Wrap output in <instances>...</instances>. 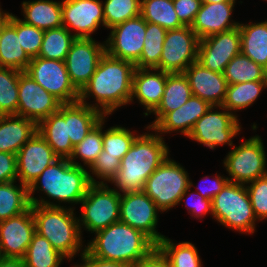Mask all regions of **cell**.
<instances>
[{"mask_svg": "<svg viewBox=\"0 0 267 267\" xmlns=\"http://www.w3.org/2000/svg\"><path fill=\"white\" fill-rule=\"evenodd\" d=\"M223 75L228 85L267 81V70L242 53L231 59L225 67Z\"/></svg>", "mask_w": 267, "mask_h": 267, "instance_id": "cell-34", "label": "cell"}, {"mask_svg": "<svg viewBox=\"0 0 267 267\" xmlns=\"http://www.w3.org/2000/svg\"><path fill=\"white\" fill-rule=\"evenodd\" d=\"M62 23L76 38H92L91 34L104 26L103 2L100 0L62 1Z\"/></svg>", "mask_w": 267, "mask_h": 267, "instance_id": "cell-19", "label": "cell"}, {"mask_svg": "<svg viewBox=\"0 0 267 267\" xmlns=\"http://www.w3.org/2000/svg\"><path fill=\"white\" fill-rule=\"evenodd\" d=\"M209 177H205L203 178L204 183L208 180ZM214 180L211 181V183H209V186L207 185V187L204 185L203 187H201L200 189L197 187V190H199V194L202 195L203 197H205L206 199H213L221 190L222 188L225 186V184L228 182V177H222L219 175H216V177L213 178ZM209 187V188H208ZM206 188V189H205Z\"/></svg>", "mask_w": 267, "mask_h": 267, "instance_id": "cell-50", "label": "cell"}, {"mask_svg": "<svg viewBox=\"0 0 267 267\" xmlns=\"http://www.w3.org/2000/svg\"><path fill=\"white\" fill-rule=\"evenodd\" d=\"M241 53L239 27L199 40L197 62L203 67L223 73L225 67Z\"/></svg>", "mask_w": 267, "mask_h": 267, "instance_id": "cell-16", "label": "cell"}, {"mask_svg": "<svg viewBox=\"0 0 267 267\" xmlns=\"http://www.w3.org/2000/svg\"><path fill=\"white\" fill-rule=\"evenodd\" d=\"M1 9L2 8H0V33H1L3 26L8 22V19L10 16L9 12H4Z\"/></svg>", "mask_w": 267, "mask_h": 267, "instance_id": "cell-54", "label": "cell"}, {"mask_svg": "<svg viewBox=\"0 0 267 267\" xmlns=\"http://www.w3.org/2000/svg\"><path fill=\"white\" fill-rule=\"evenodd\" d=\"M16 181L0 184V221L18 216L27 211L31 204L28 187Z\"/></svg>", "mask_w": 267, "mask_h": 267, "instance_id": "cell-33", "label": "cell"}, {"mask_svg": "<svg viewBox=\"0 0 267 267\" xmlns=\"http://www.w3.org/2000/svg\"><path fill=\"white\" fill-rule=\"evenodd\" d=\"M22 12L25 23L41 30L63 26L62 2L53 0L23 1Z\"/></svg>", "mask_w": 267, "mask_h": 267, "instance_id": "cell-29", "label": "cell"}, {"mask_svg": "<svg viewBox=\"0 0 267 267\" xmlns=\"http://www.w3.org/2000/svg\"><path fill=\"white\" fill-rule=\"evenodd\" d=\"M212 216L229 229L253 234L257 218L246 185L228 181L212 199Z\"/></svg>", "mask_w": 267, "mask_h": 267, "instance_id": "cell-6", "label": "cell"}, {"mask_svg": "<svg viewBox=\"0 0 267 267\" xmlns=\"http://www.w3.org/2000/svg\"><path fill=\"white\" fill-rule=\"evenodd\" d=\"M32 214L35 220V231L49 240L52 247L71 260L81 251L82 229L75 217L74 210L59 204L29 196Z\"/></svg>", "mask_w": 267, "mask_h": 267, "instance_id": "cell-2", "label": "cell"}, {"mask_svg": "<svg viewBox=\"0 0 267 267\" xmlns=\"http://www.w3.org/2000/svg\"><path fill=\"white\" fill-rule=\"evenodd\" d=\"M167 30L157 24L146 22L144 46L136 68L159 69L160 57Z\"/></svg>", "mask_w": 267, "mask_h": 267, "instance_id": "cell-38", "label": "cell"}, {"mask_svg": "<svg viewBox=\"0 0 267 267\" xmlns=\"http://www.w3.org/2000/svg\"><path fill=\"white\" fill-rule=\"evenodd\" d=\"M140 15L146 22L173 30L184 26L178 19L172 0H141Z\"/></svg>", "mask_w": 267, "mask_h": 267, "instance_id": "cell-35", "label": "cell"}, {"mask_svg": "<svg viewBox=\"0 0 267 267\" xmlns=\"http://www.w3.org/2000/svg\"><path fill=\"white\" fill-rule=\"evenodd\" d=\"M138 135L130 129L113 126L102 132L104 155L116 156L120 161L129 151Z\"/></svg>", "mask_w": 267, "mask_h": 267, "instance_id": "cell-43", "label": "cell"}, {"mask_svg": "<svg viewBox=\"0 0 267 267\" xmlns=\"http://www.w3.org/2000/svg\"><path fill=\"white\" fill-rule=\"evenodd\" d=\"M65 258L48 239L35 232L22 260L25 267H60Z\"/></svg>", "mask_w": 267, "mask_h": 267, "instance_id": "cell-32", "label": "cell"}, {"mask_svg": "<svg viewBox=\"0 0 267 267\" xmlns=\"http://www.w3.org/2000/svg\"><path fill=\"white\" fill-rule=\"evenodd\" d=\"M232 147L223 163L231 177L228 181L246 185L267 175L266 153L260 136L255 135Z\"/></svg>", "mask_w": 267, "mask_h": 267, "instance_id": "cell-9", "label": "cell"}, {"mask_svg": "<svg viewBox=\"0 0 267 267\" xmlns=\"http://www.w3.org/2000/svg\"><path fill=\"white\" fill-rule=\"evenodd\" d=\"M0 267H25L23 260L19 258L0 257Z\"/></svg>", "mask_w": 267, "mask_h": 267, "instance_id": "cell-53", "label": "cell"}, {"mask_svg": "<svg viewBox=\"0 0 267 267\" xmlns=\"http://www.w3.org/2000/svg\"><path fill=\"white\" fill-rule=\"evenodd\" d=\"M251 183V184H250ZM246 186L253 212L257 219H267V175L260 177Z\"/></svg>", "mask_w": 267, "mask_h": 267, "instance_id": "cell-45", "label": "cell"}, {"mask_svg": "<svg viewBox=\"0 0 267 267\" xmlns=\"http://www.w3.org/2000/svg\"><path fill=\"white\" fill-rule=\"evenodd\" d=\"M192 185L183 166L168 157L148 177L143 191L164 212L180 204Z\"/></svg>", "mask_w": 267, "mask_h": 267, "instance_id": "cell-7", "label": "cell"}, {"mask_svg": "<svg viewBox=\"0 0 267 267\" xmlns=\"http://www.w3.org/2000/svg\"><path fill=\"white\" fill-rule=\"evenodd\" d=\"M20 44V35L16 32V16L11 13L0 33V67L25 72L31 59Z\"/></svg>", "mask_w": 267, "mask_h": 267, "instance_id": "cell-27", "label": "cell"}, {"mask_svg": "<svg viewBox=\"0 0 267 267\" xmlns=\"http://www.w3.org/2000/svg\"><path fill=\"white\" fill-rule=\"evenodd\" d=\"M105 50L111 57L133 62L140 59L146 32V21L140 15L110 29Z\"/></svg>", "mask_w": 267, "mask_h": 267, "instance_id": "cell-15", "label": "cell"}, {"mask_svg": "<svg viewBox=\"0 0 267 267\" xmlns=\"http://www.w3.org/2000/svg\"><path fill=\"white\" fill-rule=\"evenodd\" d=\"M219 108L221 111H213ZM236 114L222 106H211L210 109L194 124L187 138L195 140L210 149L228 144L234 145L232 139L240 133L241 126Z\"/></svg>", "mask_w": 267, "mask_h": 267, "instance_id": "cell-10", "label": "cell"}, {"mask_svg": "<svg viewBox=\"0 0 267 267\" xmlns=\"http://www.w3.org/2000/svg\"><path fill=\"white\" fill-rule=\"evenodd\" d=\"M94 38H76L65 59L67 72L80 92L95 73L100 58L105 54V43Z\"/></svg>", "mask_w": 267, "mask_h": 267, "instance_id": "cell-17", "label": "cell"}, {"mask_svg": "<svg viewBox=\"0 0 267 267\" xmlns=\"http://www.w3.org/2000/svg\"><path fill=\"white\" fill-rule=\"evenodd\" d=\"M194 193L195 192L191 193L190 195L188 194L187 197L186 206L188 207L189 214L191 213L192 217L194 215L195 218L206 216L208 212L212 215V200L206 199L205 197L200 195L199 192L195 193L196 195ZM192 197L193 199H195L194 197H196V201L194 200V202H190V199H192Z\"/></svg>", "mask_w": 267, "mask_h": 267, "instance_id": "cell-49", "label": "cell"}, {"mask_svg": "<svg viewBox=\"0 0 267 267\" xmlns=\"http://www.w3.org/2000/svg\"><path fill=\"white\" fill-rule=\"evenodd\" d=\"M81 252V260H83L84 263L80 265L75 264L74 267H132L121 262L108 261L94 257L90 255L85 248Z\"/></svg>", "mask_w": 267, "mask_h": 267, "instance_id": "cell-51", "label": "cell"}, {"mask_svg": "<svg viewBox=\"0 0 267 267\" xmlns=\"http://www.w3.org/2000/svg\"><path fill=\"white\" fill-rule=\"evenodd\" d=\"M18 96L17 115L33 120L37 125L63 104L25 72L19 73Z\"/></svg>", "mask_w": 267, "mask_h": 267, "instance_id": "cell-14", "label": "cell"}, {"mask_svg": "<svg viewBox=\"0 0 267 267\" xmlns=\"http://www.w3.org/2000/svg\"><path fill=\"white\" fill-rule=\"evenodd\" d=\"M135 68L133 62L111 57L105 52L95 73L79 92V101L97 109L104 116L130 104ZM89 96L94 97L97 103L89 104L86 101Z\"/></svg>", "mask_w": 267, "mask_h": 267, "instance_id": "cell-1", "label": "cell"}, {"mask_svg": "<svg viewBox=\"0 0 267 267\" xmlns=\"http://www.w3.org/2000/svg\"><path fill=\"white\" fill-rule=\"evenodd\" d=\"M80 229L96 233L120 219V192L107 184H92L80 202Z\"/></svg>", "mask_w": 267, "mask_h": 267, "instance_id": "cell-8", "label": "cell"}, {"mask_svg": "<svg viewBox=\"0 0 267 267\" xmlns=\"http://www.w3.org/2000/svg\"><path fill=\"white\" fill-rule=\"evenodd\" d=\"M25 73L63 104L79 101V91L70 80L65 61L36 57Z\"/></svg>", "mask_w": 267, "mask_h": 267, "instance_id": "cell-11", "label": "cell"}, {"mask_svg": "<svg viewBox=\"0 0 267 267\" xmlns=\"http://www.w3.org/2000/svg\"><path fill=\"white\" fill-rule=\"evenodd\" d=\"M192 95L189 81L184 73H167L165 91L161 103L153 112L156 115V119L146 129H152L168 112L181 107Z\"/></svg>", "mask_w": 267, "mask_h": 267, "instance_id": "cell-28", "label": "cell"}, {"mask_svg": "<svg viewBox=\"0 0 267 267\" xmlns=\"http://www.w3.org/2000/svg\"><path fill=\"white\" fill-rule=\"evenodd\" d=\"M166 78L167 73L156 68H135L130 102L132 103L136 97L147 111L144 113L145 116L153 113L160 105L165 91Z\"/></svg>", "mask_w": 267, "mask_h": 267, "instance_id": "cell-22", "label": "cell"}, {"mask_svg": "<svg viewBox=\"0 0 267 267\" xmlns=\"http://www.w3.org/2000/svg\"><path fill=\"white\" fill-rule=\"evenodd\" d=\"M202 3L236 2L235 0H201Z\"/></svg>", "mask_w": 267, "mask_h": 267, "instance_id": "cell-55", "label": "cell"}, {"mask_svg": "<svg viewBox=\"0 0 267 267\" xmlns=\"http://www.w3.org/2000/svg\"><path fill=\"white\" fill-rule=\"evenodd\" d=\"M59 157L37 131L16 154L17 180L29 187Z\"/></svg>", "mask_w": 267, "mask_h": 267, "instance_id": "cell-18", "label": "cell"}, {"mask_svg": "<svg viewBox=\"0 0 267 267\" xmlns=\"http://www.w3.org/2000/svg\"><path fill=\"white\" fill-rule=\"evenodd\" d=\"M184 75L194 96L211 106H222L228 86L223 73L211 71L196 61L188 66Z\"/></svg>", "mask_w": 267, "mask_h": 267, "instance_id": "cell-21", "label": "cell"}, {"mask_svg": "<svg viewBox=\"0 0 267 267\" xmlns=\"http://www.w3.org/2000/svg\"><path fill=\"white\" fill-rule=\"evenodd\" d=\"M16 180V154L0 152V184H5Z\"/></svg>", "mask_w": 267, "mask_h": 267, "instance_id": "cell-48", "label": "cell"}, {"mask_svg": "<svg viewBox=\"0 0 267 267\" xmlns=\"http://www.w3.org/2000/svg\"><path fill=\"white\" fill-rule=\"evenodd\" d=\"M156 244L142 231L121 221L97 231L85 250L92 256L134 266L146 257Z\"/></svg>", "mask_w": 267, "mask_h": 267, "instance_id": "cell-4", "label": "cell"}, {"mask_svg": "<svg viewBox=\"0 0 267 267\" xmlns=\"http://www.w3.org/2000/svg\"><path fill=\"white\" fill-rule=\"evenodd\" d=\"M37 132V124L18 115H0V152L17 154Z\"/></svg>", "mask_w": 267, "mask_h": 267, "instance_id": "cell-26", "label": "cell"}, {"mask_svg": "<svg viewBox=\"0 0 267 267\" xmlns=\"http://www.w3.org/2000/svg\"><path fill=\"white\" fill-rule=\"evenodd\" d=\"M140 134L120 161L119 171L111 183L122 193L143 191L148 177L169 157L164 138Z\"/></svg>", "mask_w": 267, "mask_h": 267, "instance_id": "cell-3", "label": "cell"}, {"mask_svg": "<svg viewBox=\"0 0 267 267\" xmlns=\"http://www.w3.org/2000/svg\"><path fill=\"white\" fill-rule=\"evenodd\" d=\"M105 118L106 116L74 147L73 153L69 158L72 164L82 166L81 163L75 160L78 157L84 162L85 167L90 168L95 162L103 150L102 129L104 128Z\"/></svg>", "mask_w": 267, "mask_h": 267, "instance_id": "cell-40", "label": "cell"}, {"mask_svg": "<svg viewBox=\"0 0 267 267\" xmlns=\"http://www.w3.org/2000/svg\"><path fill=\"white\" fill-rule=\"evenodd\" d=\"M37 131L59 158H70L74 147L68 136L65 118L58 111L43 119L37 125Z\"/></svg>", "mask_w": 267, "mask_h": 267, "instance_id": "cell-30", "label": "cell"}, {"mask_svg": "<svg viewBox=\"0 0 267 267\" xmlns=\"http://www.w3.org/2000/svg\"><path fill=\"white\" fill-rule=\"evenodd\" d=\"M236 2L202 3L191 29L199 39L239 27L231 16Z\"/></svg>", "mask_w": 267, "mask_h": 267, "instance_id": "cell-23", "label": "cell"}, {"mask_svg": "<svg viewBox=\"0 0 267 267\" xmlns=\"http://www.w3.org/2000/svg\"><path fill=\"white\" fill-rule=\"evenodd\" d=\"M35 232L31 207L18 216L0 221V257L22 259Z\"/></svg>", "mask_w": 267, "mask_h": 267, "instance_id": "cell-20", "label": "cell"}, {"mask_svg": "<svg viewBox=\"0 0 267 267\" xmlns=\"http://www.w3.org/2000/svg\"><path fill=\"white\" fill-rule=\"evenodd\" d=\"M164 237L156 247L168 259L170 267H202L198 249L190 242L175 244Z\"/></svg>", "mask_w": 267, "mask_h": 267, "instance_id": "cell-37", "label": "cell"}, {"mask_svg": "<svg viewBox=\"0 0 267 267\" xmlns=\"http://www.w3.org/2000/svg\"><path fill=\"white\" fill-rule=\"evenodd\" d=\"M58 112L65 118L68 136L75 147L105 116L97 109L81 103L62 104Z\"/></svg>", "mask_w": 267, "mask_h": 267, "instance_id": "cell-25", "label": "cell"}, {"mask_svg": "<svg viewBox=\"0 0 267 267\" xmlns=\"http://www.w3.org/2000/svg\"><path fill=\"white\" fill-rule=\"evenodd\" d=\"M179 21L184 26H190L194 22L196 14L200 10L201 0H172Z\"/></svg>", "mask_w": 267, "mask_h": 267, "instance_id": "cell-47", "label": "cell"}, {"mask_svg": "<svg viewBox=\"0 0 267 267\" xmlns=\"http://www.w3.org/2000/svg\"><path fill=\"white\" fill-rule=\"evenodd\" d=\"M92 184H99V181L84 166L74 165L68 158H58L28 187V195L40 190L54 201L80 204Z\"/></svg>", "mask_w": 267, "mask_h": 267, "instance_id": "cell-5", "label": "cell"}, {"mask_svg": "<svg viewBox=\"0 0 267 267\" xmlns=\"http://www.w3.org/2000/svg\"><path fill=\"white\" fill-rule=\"evenodd\" d=\"M75 39L64 26L45 30L38 57L65 61Z\"/></svg>", "mask_w": 267, "mask_h": 267, "instance_id": "cell-39", "label": "cell"}, {"mask_svg": "<svg viewBox=\"0 0 267 267\" xmlns=\"http://www.w3.org/2000/svg\"><path fill=\"white\" fill-rule=\"evenodd\" d=\"M265 88H267V81H252L228 85L222 107L231 113L243 110L251 106Z\"/></svg>", "mask_w": 267, "mask_h": 267, "instance_id": "cell-36", "label": "cell"}, {"mask_svg": "<svg viewBox=\"0 0 267 267\" xmlns=\"http://www.w3.org/2000/svg\"><path fill=\"white\" fill-rule=\"evenodd\" d=\"M16 32L20 35L21 47L30 59L39 55L44 37V30L29 25L16 16Z\"/></svg>", "mask_w": 267, "mask_h": 267, "instance_id": "cell-44", "label": "cell"}, {"mask_svg": "<svg viewBox=\"0 0 267 267\" xmlns=\"http://www.w3.org/2000/svg\"><path fill=\"white\" fill-rule=\"evenodd\" d=\"M120 160L116 156L104 155V150L99 154L95 162L91 165V174L97 176L101 180L99 184H107V182H112L119 171Z\"/></svg>", "mask_w": 267, "mask_h": 267, "instance_id": "cell-46", "label": "cell"}, {"mask_svg": "<svg viewBox=\"0 0 267 267\" xmlns=\"http://www.w3.org/2000/svg\"><path fill=\"white\" fill-rule=\"evenodd\" d=\"M141 0H106L103 3L104 27L113 28L140 16Z\"/></svg>", "mask_w": 267, "mask_h": 267, "instance_id": "cell-42", "label": "cell"}, {"mask_svg": "<svg viewBox=\"0 0 267 267\" xmlns=\"http://www.w3.org/2000/svg\"><path fill=\"white\" fill-rule=\"evenodd\" d=\"M132 267H170L168 259L155 247L146 257Z\"/></svg>", "mask_w": 267, "mask_h": 267, "instance_id": "cell-52", "label": "cell"}, {"mask_svg": "<svg viewBox=\"0 0 267 267\" xmlns=\"http://www.w3.org/2000/svg\"><path fill=\"white\" fill-rule=\"evenodd\" d=\"M211 105L192 95L188 101L174 111L168 112L151 130L159 135L179 131L187 136L194 124L210 109Z\"/></svg>", "mask_w": 267, "mask_h": 267, "instance_id": "cell-24", "label": "cell"}, {"mask_svg": "<svg viewBox=\"0 0 267 267\" xmlns=\"http://www.w3.org/2000/svg\"><path fill=\"white\" fill-rule=\"evenodd\" d=\"M19 73L0 67V115H17Z\"/></svg>", "mask_w": 267, "mask_h": 267, "instance_id": "cell-41", "label": "cell"}, {"mask_svg": "<svg viewBox=\"0 0 267 267\" xmlns=\"http://www.w3.org/2000/svg\"><path fill=\"white\" fill-rule=\"evenodd\" d=\"M199 38L190 26L168 30L163 43L159 70L174 74L184 73L197 61Z\"/></svg>", "mask_w": 267, "mask_h": 267, "instance_id": "cell-12", "label": "cell"}, {"mask_svg": "<svg viewBox=\"0 0 267 267\" xmlns=\"http://www.w3.org/2000/svg\"><path fill=\"white\" fill-rule=\"evenodd\" d=\"M158 212L162 211L144 191L120 193L119 221L142 231L156 245L165 237L156 231Z\"/></svg>", "mask_w": 267, "mask_h": 267, "instance_id": "cell-13", "label": "cell"}, {"mask_svg": "<svg viewBox=\"0 0 267 267\" xmlns=\"http://www.w3.org/2000/svg\"><path fill=\"white\" fill-rule=\"evenodd\" d=\"M241 53L267 70V20L239 25Z\"/></svg>", "mask_w": 267, "mask_h": 267, "instance_id": "cell-31", "label": "cell"}]
</instances>
